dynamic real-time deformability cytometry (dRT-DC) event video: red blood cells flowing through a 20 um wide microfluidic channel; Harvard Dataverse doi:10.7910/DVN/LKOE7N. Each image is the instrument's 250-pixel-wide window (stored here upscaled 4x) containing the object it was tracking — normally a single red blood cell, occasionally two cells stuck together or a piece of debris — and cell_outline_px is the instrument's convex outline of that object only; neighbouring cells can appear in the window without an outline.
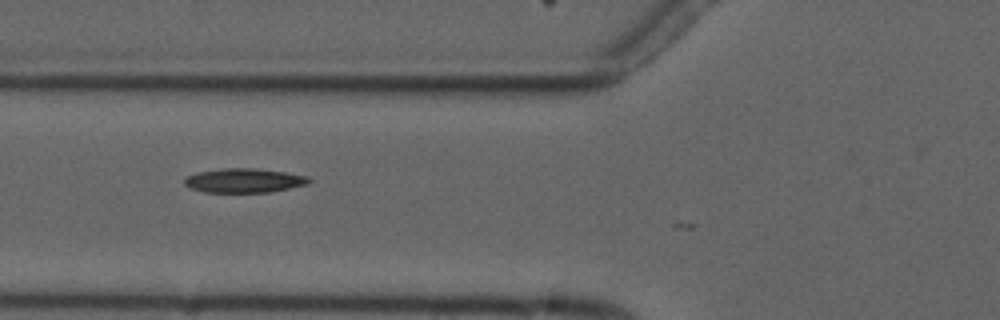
{"species": "common noctule bat (a hibernating species)", "species_latin": "Nyctalus noctula", "temperature_condition": "cold", "stored_images_in_passage": 8, "camera_frame_rate_fps": 3000, "um_per_image_px": 0.085, "animal": {"sex": "male", "forearm_length_mm": 52.5}, "frame": {"image": 1, "passage_image": 6, "time_ms": 6.0, "image_size_px": [1000, 320], "cell_outline_px": [[312, 180], [308, 184], [268, 192], [204, 192], [192, 188], [184, 184], [184, 176], [196, 172], [224, 168], [252, 168], [284, 172], [308, 176]], "centroid_in_image_um": [20.72, 15.34], "position_along_channel_um": 105.1, "area_um2": 17.51}}
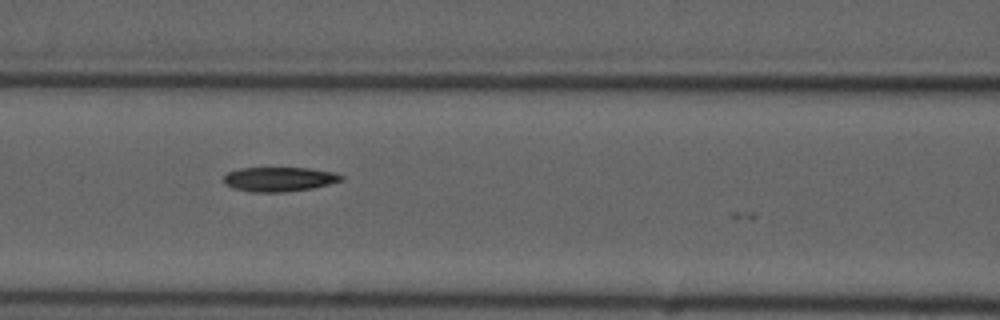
{"frame": {"image": 2, "passage_image": 7, "time_ms": 7.0, "image_size_px": [1000, 320], "cell_outline_px": [[344, 180], [312, 188], [284, 192], [252, 192], [232, 188], [224, 184], [224, 176], [228, 172], [240, 168], [308, 168], [336, 172], [344, 176]], "centroid_in_image_um": [23.74, 15.23], "position_along_channel_um": 142.9, "area_um2": 16.82}}